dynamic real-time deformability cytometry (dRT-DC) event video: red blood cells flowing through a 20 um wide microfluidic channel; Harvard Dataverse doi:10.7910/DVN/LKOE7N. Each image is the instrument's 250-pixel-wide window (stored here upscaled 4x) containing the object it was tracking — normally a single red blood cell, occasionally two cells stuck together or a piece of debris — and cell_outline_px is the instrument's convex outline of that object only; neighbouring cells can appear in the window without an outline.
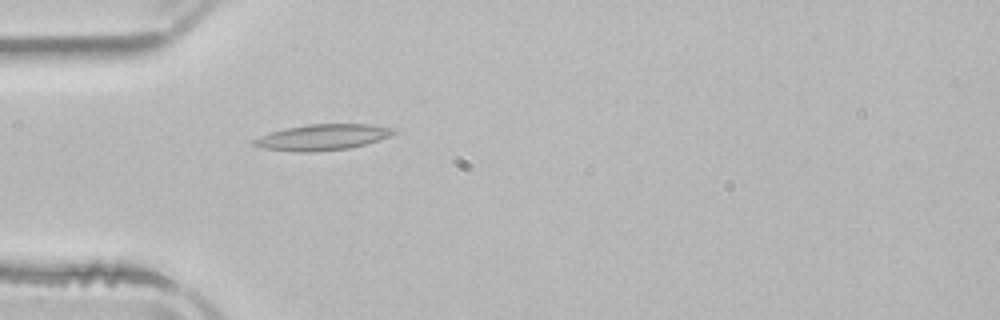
{"species": "common noctule bat (a hibernating species)", "species_latin": "Nyctalus noctula", "temperature_condition": "room temperature", "stored_images_in_passage": 4, "camera_frame_rate_fps": 3000, "um_per_image_px": 0.085, "animal": {"sex": "male", "body_mass_g": 21.5, "forearm_length_mm": 52.0}, "frame": {"image": 1, "passage_image": 4, "time_ms": 3.667, "image_size_px": [1000, 320], "cell_outline_px": [[400, 132], [392, 136], [364, 144], [348, 148], [312, 152], [300, 152], [264, 148], [252, 144], [252, 140], [268, 132], [284, 128], [308, 124], [368, 124], [396, 128]], "centroid_in_image_um": [27.45, 11.65], "position_along_channel_um": 57.6, "area_um2": 21.21}}